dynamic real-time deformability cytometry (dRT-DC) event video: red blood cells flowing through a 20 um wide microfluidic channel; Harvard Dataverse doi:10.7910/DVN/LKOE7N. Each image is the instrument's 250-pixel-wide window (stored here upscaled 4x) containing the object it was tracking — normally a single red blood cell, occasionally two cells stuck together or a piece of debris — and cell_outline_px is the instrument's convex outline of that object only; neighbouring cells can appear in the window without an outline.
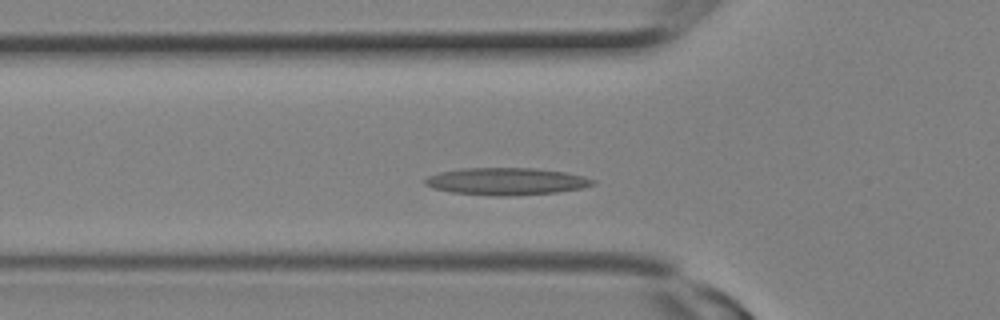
{"species": "Egyptian fruit bat (a non-hibernating species)", "species_latin": "Rousettus aegyptiacus", "temperature_condition": "room temperature", "stored_images_in_passage": 8, "camera_frame_rate_fps": 3000, "um_per_image_px": 0.085, "animal": {"sex": "female"}, "frame": {"image": 1, "passage_image": 6, "time_ms": 1.667, "image_size_px": [1000, 320], "cell_outline_px": [[596, 184], [580, 188], [556, 192], [508, 196], [496, 196], [452, 192], [432, 188], [424, 184], [424, 180], [428, 176], [440, 172], [460, 168], [536, 168], [564, 172], [584, 176], [596, 180]], "centroid_in_image_um": [43.03, 15.41], "position_along_channel_um": 82.8, "area_um2": 26.59}}
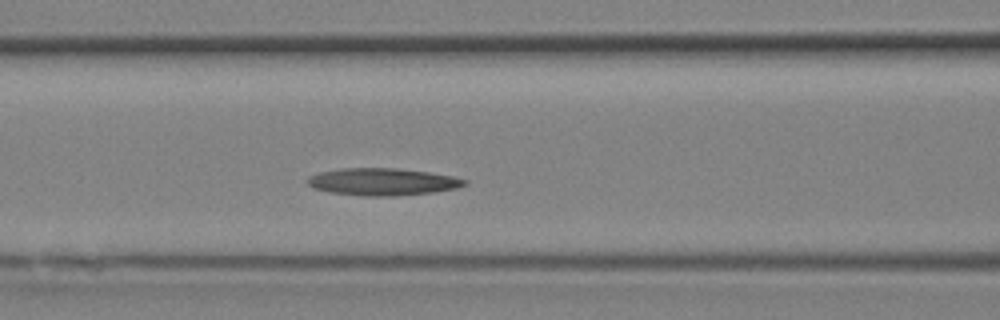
{"frame": {"image": 2, "passage_image": 8, "time_ms": 2.333, "image_size_px": [1000, 320], "cell_outline_px": [[468, 184], [456, 188], [432, 192], [396, 196], [364, 196], [328, 192], [312, 188], [308, 184], [308, 176], [320, 172], [340, 168], [396, 168], [428, 172], [452, 176], [468, 180]], "centroid_in_image_um": [32.5, 15.45], "position_along_channel_um": 134.1, "area_um2": 24.97}}